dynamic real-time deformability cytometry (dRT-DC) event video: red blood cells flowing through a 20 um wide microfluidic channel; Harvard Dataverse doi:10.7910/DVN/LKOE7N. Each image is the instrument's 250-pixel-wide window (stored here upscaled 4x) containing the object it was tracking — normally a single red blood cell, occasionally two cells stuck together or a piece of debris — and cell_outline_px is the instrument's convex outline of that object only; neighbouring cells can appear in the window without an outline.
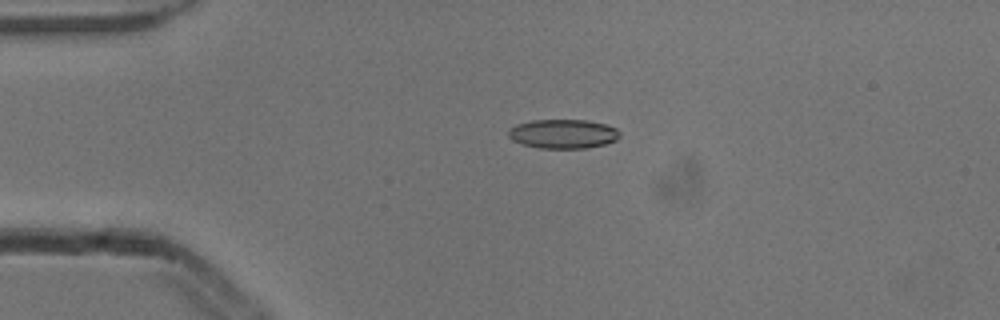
{"species": "common noctule bat (a hibernating species)", "species_latin": "Nyctalus noctula", "temperature_condition": "cold", "stored_images_in_passage": 3, "camera_frame_rate_fps": 3000, "um_per_image_px": 0.085, "animal": {"sex": "male", "body_mass_g": 13.3}, "frame": {"image": 1, "passage_image": 2, "time_ms": 0.333, "image_size_px": [1000, 320], "cell_outline_px": [[620, 136], [616, 140], [604, 144], [584, 148], [540, 148], [524, 144], [512, 140], [508, 136], [508, 128], [516, 124], [532, 120], [588, 120], [604, 124], [616, 128], [620, 132]], "centroid_in_image_um": [47.84, 11.37], "position_along_channel_um": 37.2, "area_um2": 18.9}}